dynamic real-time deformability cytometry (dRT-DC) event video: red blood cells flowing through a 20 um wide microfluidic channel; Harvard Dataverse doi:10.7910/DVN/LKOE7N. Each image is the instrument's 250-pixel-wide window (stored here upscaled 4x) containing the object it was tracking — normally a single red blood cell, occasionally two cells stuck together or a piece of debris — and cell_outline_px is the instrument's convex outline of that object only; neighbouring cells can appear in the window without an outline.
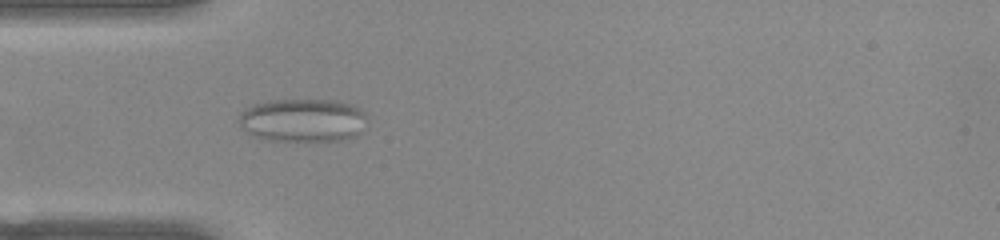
{"species": "common noctule bat (a hibernating species)", "species_latin": "Nyctalus noctula", "temperature_condition": "warm", "stored_images_in_passage": 16, "camera_frame_rate_fps": 3000, "um_per_image_px": 0.085, "animal": {"sex": "female", "body_mass_g": 22.0, "forearm_length_mm": 56.7}, "frame": {"image": 1, "passage_image": 4, "time_ms": 1.0, "image_size_px": [1000, 240], "cell_outline_px": [[364, 116], [356, 136], [340, 140], [268, 140], [252, 136], [240, 124], [240, 116], [252, 104], [272, 100], [336, 100], [352, 104], [364, 112]], "centroid_in_image_um": [25.71, 10.21], "position_along_channel_um": 59.3, "area_um2": 31.62}}
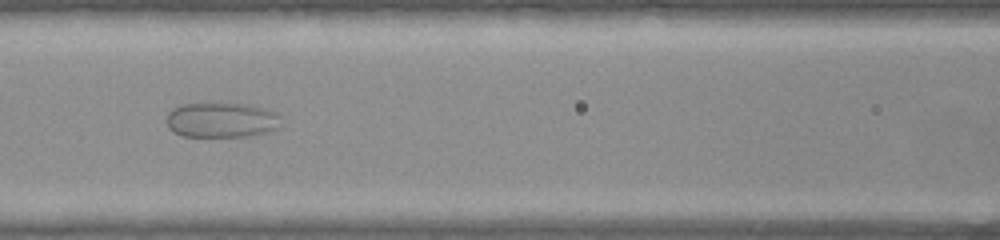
{"frame": {"image": 2, "passage_image": 11, "time_ms": 3.333, "image_size_px": [1000, 240], "cell_outline_px": [[276, 128], [272, 132], [248, 136], [184, 136], [168, 128], [168, 112], [172, 108], [180, 104], [244, 104], [264, 108], [276, 112]], "centroid_in_image_um": [18.79, 10.21], "position_along_channel_um": 147.8, "area_um2": 22.89}}
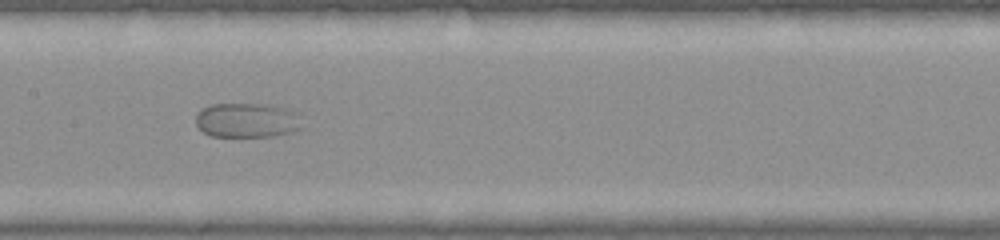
{"frame": {"image": 3, "passage_image": 14, "time_ms": 4.333, "image_size_px": [1000, 240], "cell_outline_px": [[300, 128], [292, 132], [272, 136], [212, 136], [204, 132], [196, 124], [196, 116], [204, 108], [212, 104], [268, 104], [284, 108], [296, 112]], "centroid_in_image_um": [20.98, 10.22], "position_along_channel_um": 186.4, "area_um2": 21.04}}